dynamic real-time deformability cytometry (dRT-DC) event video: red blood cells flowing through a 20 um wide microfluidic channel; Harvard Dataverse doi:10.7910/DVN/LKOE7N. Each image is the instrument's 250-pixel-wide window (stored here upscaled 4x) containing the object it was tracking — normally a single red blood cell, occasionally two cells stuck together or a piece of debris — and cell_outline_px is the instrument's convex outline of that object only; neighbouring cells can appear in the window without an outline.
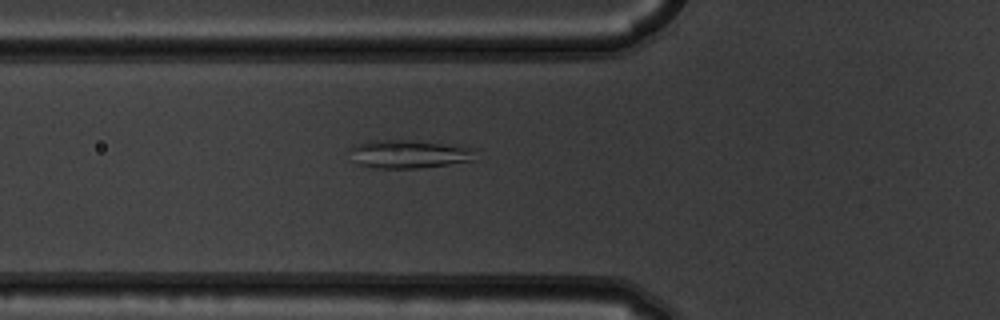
{"species": "common noctule bat (a hibernating species)", "species_latin": "Nyctalus noctula", "temperature_condition": "warm", "stored_images_in_passage": 4, "camera_frame_rate_fps": 3000, "um_per_image_px": 0.085, "animal": {"sex": "male", "body_mass_g": 19.5, "forearm_length_mm": 54.6}, "frame": {"image": 1, "passage_image": 4, "time_ms": 1.0, "image_size_px": [1000, 320], "cell_outline_px": [[472, 160], [448, 164], [420, 168], [376, 168], [360, 164], [348, 148], [356, 144], [368, 140], [400, 140], [440, 144], [472, 148]], "centroid_in_image_um": [34.67, 13.1], "position_along_channel_um": 91.1, "area_um2": 19.88}}